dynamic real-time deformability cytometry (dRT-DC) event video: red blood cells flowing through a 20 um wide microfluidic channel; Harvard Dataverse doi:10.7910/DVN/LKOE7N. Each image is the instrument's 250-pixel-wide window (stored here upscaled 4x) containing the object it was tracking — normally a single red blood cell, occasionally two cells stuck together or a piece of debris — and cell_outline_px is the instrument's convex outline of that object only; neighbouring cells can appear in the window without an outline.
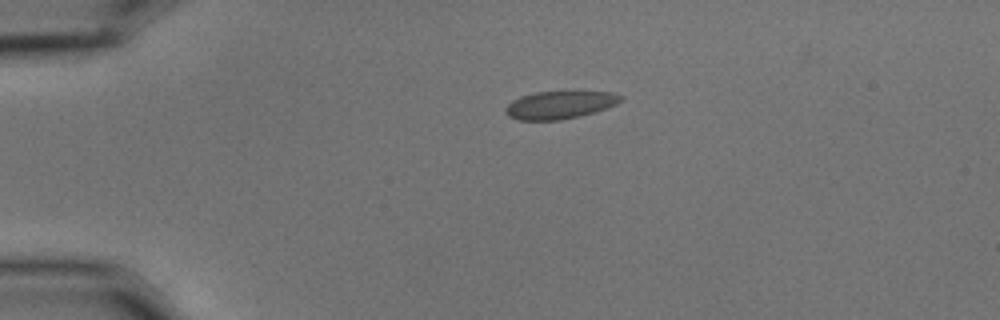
{"species": "common noctule bat (a hibernating species)", "species_latin": "Nyctalus noctula", "temperature_condition": "cold", "stored_images_in_passage": 45, "camera_frame_rate_fps": 3000, "um_per_image_px": 0.085, "animal": {"sex": "male", "body_mass_g": 15.6}, "frame": {"image": 1, "passage_image": 1, "time_ms": 0.0, "image_size_px": [1000, 320], "cell_outline_px": [[624, 100], [616, 104], [580, 116], [560, 120], [520, 120], [508, 116], [504, 112], [504, 108], [512, 100], [520, 96], [536, 92], [612, 92], [624, 96]], "centroid_in_image_um": [47.55, 8.92], "position_along_channel_um": 37.4, "area_um2": 18.55}}
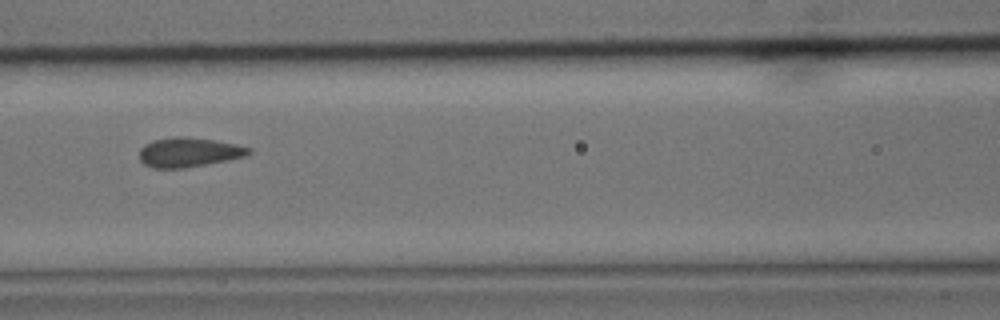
{"frame": {"image": 2, "passage_image": 14, "time_ms": 4.333, "image_size_px": [1000, 320], "cell_outline_px": [[252, 152], [244, 156], [228, 160], [184, 168], [152, 168], [144, 164], [140, 160], [140, 148], [144, 144], [152, 140], [172, 136], [184, 136], [212, 140], [236, 144], [252, 148]], "centroid_in_image_um": [16.02, 12.93], "position_along_channel_um": 150.6, "area_um2": 18.84}}
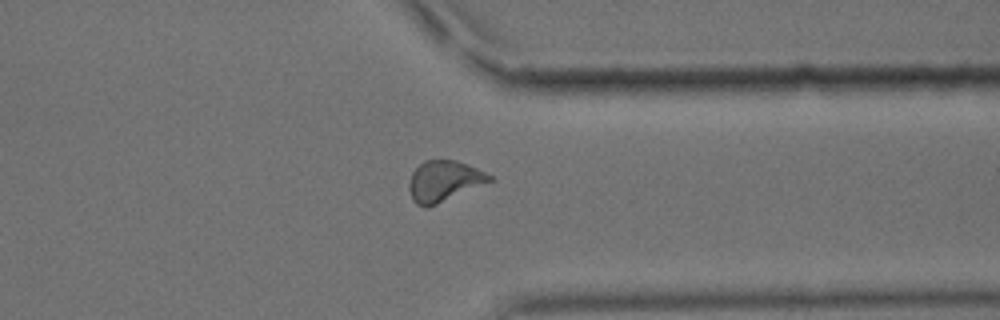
{"frame": {"image": 3, "passage_image": 33, "time_ms": 10.667, "image_size_px": [1000, 320], "cell_outline_px": [[496, 180], [428, 208], [424, 208], [416, 204], [412, 200], [408, 188], [408, 184], [412, 172], [424, 160], [456, 160], [468, 164], [492, 176]], "centroid_in_image_um": [37.74, 15.41], "position_along_channel_um": 373.7, "area_um2": 19.48}, "authors_computed_cell_mechanics": {"area_um2": 18.6694, "velocity_mm_per_s": 3.5378, "shape_relaxation_time_tau1_ms": null, "shape_relaxation_time_tau2_ms": 0.9907, "deformation_change_tau1": null, "deformation_change_tau2": 0.0495}}